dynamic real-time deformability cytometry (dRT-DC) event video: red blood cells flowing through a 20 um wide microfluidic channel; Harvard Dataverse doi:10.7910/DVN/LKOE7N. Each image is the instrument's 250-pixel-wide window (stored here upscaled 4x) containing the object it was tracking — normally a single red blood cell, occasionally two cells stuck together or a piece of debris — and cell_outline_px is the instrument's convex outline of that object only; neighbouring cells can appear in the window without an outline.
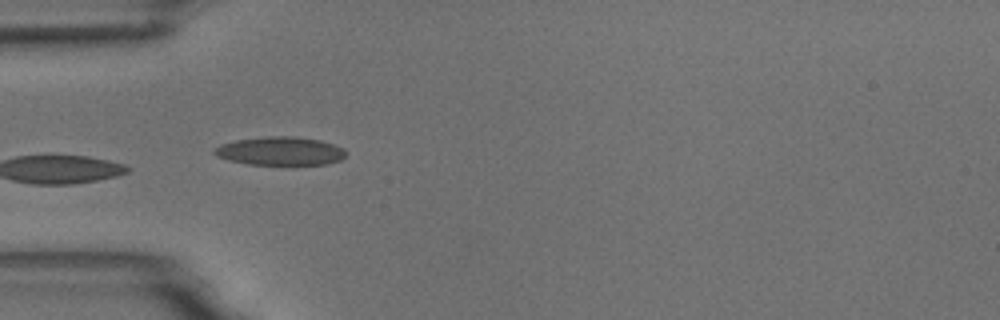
{"species": "common noctule bat (a hibernating species)", "species_latin": "Nyctalus noctula", "temperature_condition": "room temperature", "stored_images_in_passage": 8, "camera_frame_rate_fps": 3000, "um_per_image_px": 0.085, "animal": {"sex": "male", "body_mass_g": 18.8}, "frame": {"image": 1, "passage_image": 3, "time_ms": 2.333, "image_size_px": [1000, 320], "cell_outline_px": [[348, 152], [340, 160], [328, 164], [248, 164], [228, 160], [216, 156], [212, 152], [212, 148], [220, 144], [236, 140], [268, 136], [292, 136], [320, 140], [344, 148]], "centroid_in_image_um": [23.79, 12.83], "position_along_channel_um": 61.2, "area_um2": 21.85}}
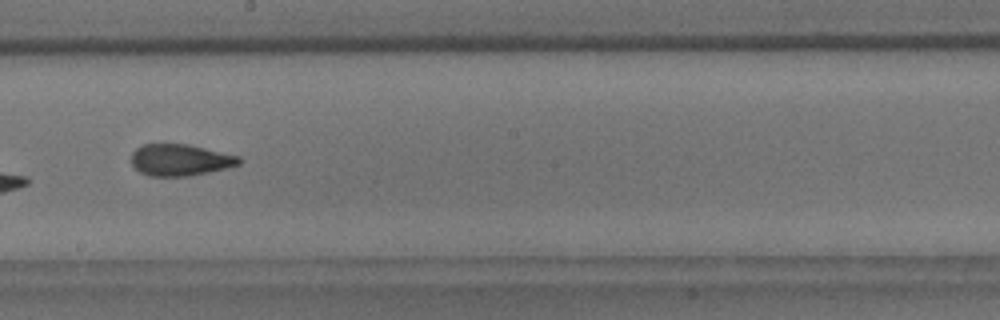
{"frame": {"image": 2, "passage_image": 7, "time_ms": 7.0, "image_size_px": [1000, 320], "cell_outline_px": [[240, 164], [208, 172], [188, 176], [148, 176], [140, 172], [132, 164], [132, 152], [136, 148], [144, 144], [188, 144], [240, 156]], "centroid_in_image_um": [15.3, 13.59], "position_along_channel_um": 232.9, "area_um2": 19.71}}
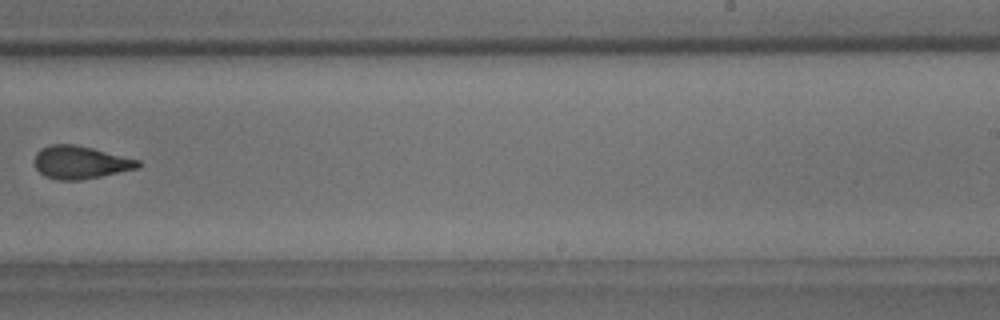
{"frame": {"image": 3, "passage_image": 8, "time_ms": 8.333, "image_size_px": [1000, 320], "cell_outline_px": [[140, 164], [136, 168], [100, 176], [80, 180], [60, 180], [44, 176], [36, 168], [36, 152], [40, 148], [52, 144], [76, 144], [140, 160]], "centroid_in_image_um": [6.8, 13.79], "position_along_channel_um": 282.2, "area_um2": 19.54}}